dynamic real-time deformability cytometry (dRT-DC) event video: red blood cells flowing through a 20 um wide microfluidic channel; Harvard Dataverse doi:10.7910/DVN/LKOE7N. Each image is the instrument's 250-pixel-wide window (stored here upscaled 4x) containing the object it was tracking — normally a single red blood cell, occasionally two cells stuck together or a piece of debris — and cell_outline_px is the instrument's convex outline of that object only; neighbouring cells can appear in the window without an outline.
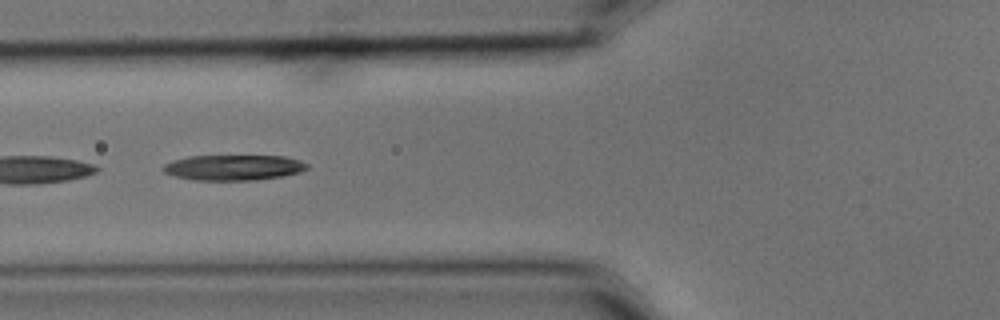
{"species": "common noctule bat (a hibernating species)", "species_latin": "Nyctalus noctula", "temperature_condition": "cold", "stored_images_in_passage": 10, "camera_frame_rate_fps": 3000, "um_per_image_px": 0.085, "animal": {"sex": "male", "body_mass_g": 15.6}, "frame": {"image": 1, "passage_image": 6, "time_ms": 1.667, "image_size_px": [1000, 320], "cell_outline_px": [[308, 168], [300, 172], [284, 176], [256, 180], [196, 180], [176, 176], [164, 172], [160, 168], [164, 164], [172, 160], [188, 156], [284, 156], [300, 160], [308, 164]], "centroid_in_image_um": [19.85, 14.24], "position_along_channel_um": 105.9, "area_um2": 21.44}}
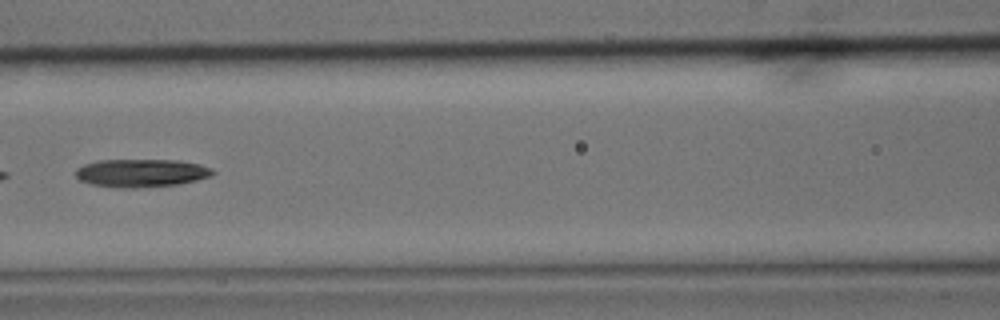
{"frame": {"image": 2, "passage_image": 7, "time_ms": 2.0, "image_size_px": [1000, 320], "cell_outline_px": [[216, 172], [212, 176], [196, 180], [176, 184], [136, 188], [124, 188], [92, 184], [80, 180], [76, 176], [76, 168], [84, 164], [96, 160], [176, 160], [200, 164], [212, 168]], "centroid_in_image_um": [12.02, 14.69], "position_along_channel_um": 154.6, "area_um2": 22.37}}